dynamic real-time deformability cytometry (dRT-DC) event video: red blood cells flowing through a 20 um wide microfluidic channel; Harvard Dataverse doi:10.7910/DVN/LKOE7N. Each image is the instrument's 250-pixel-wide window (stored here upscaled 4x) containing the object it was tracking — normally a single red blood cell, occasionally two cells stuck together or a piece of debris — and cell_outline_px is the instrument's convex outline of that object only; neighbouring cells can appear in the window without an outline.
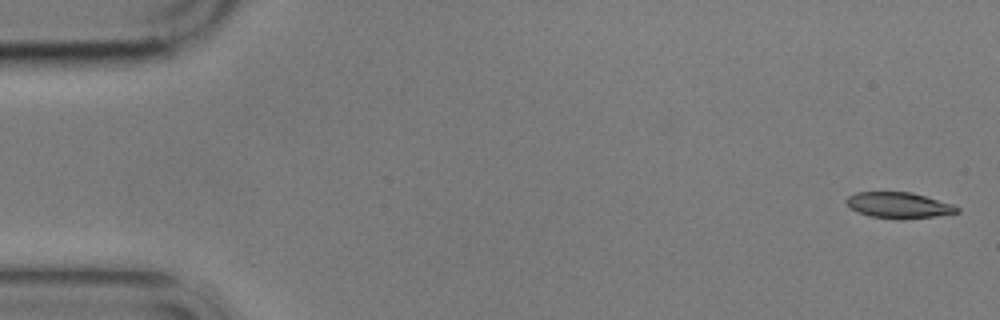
{"species": "common noctule bat (a hibernating species)", "species_latin": "Nyctalus noctula", "temperature_condition": "cold", "stored_images_in_passage": 6, "camera_frame_rate_fps": 3000, "um_per_image_px": 0.085, "animal": {"sex": "male", "body_mass_g": 17.9}, "frame": {"image": 1, "passage_image": 1, "time_ms": 0.0, "image_size_px": [1000, 320], "cell_outline_px": [[960, 212], [936, 216], [900, 220], [868, 216], [856, 212], [848, 208], [844, 200], [848, 196], [856, 192], [912, 192], [952, 204], [960, 208]], "centroid_in_image_um": [76.34, 17.46], "position_along_channel_um": 8.7, "area_um2": 17.05}}
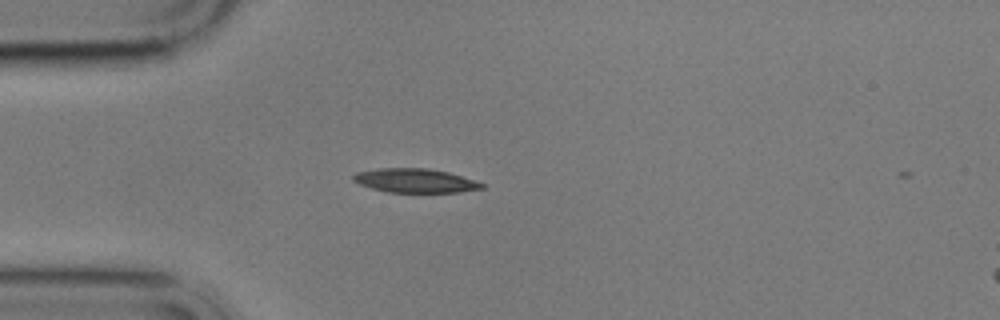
{"frame": {"image": 2, "passage_image": 5, "time_ms": 4.667, "image_size_px": [1000, 320], "cell_outline_px": [[484, 188], [460, 192], [388, 192], [372, 188], [360, 184], [352, 180], [352, 176], [356, 172], [380, 168], [428, 168], [448, 172], [484, 184]], "centroid_in_image_um": [35.25, 15.35], "position_along_channel_um": 49.7, "area_um2": 17.8}}